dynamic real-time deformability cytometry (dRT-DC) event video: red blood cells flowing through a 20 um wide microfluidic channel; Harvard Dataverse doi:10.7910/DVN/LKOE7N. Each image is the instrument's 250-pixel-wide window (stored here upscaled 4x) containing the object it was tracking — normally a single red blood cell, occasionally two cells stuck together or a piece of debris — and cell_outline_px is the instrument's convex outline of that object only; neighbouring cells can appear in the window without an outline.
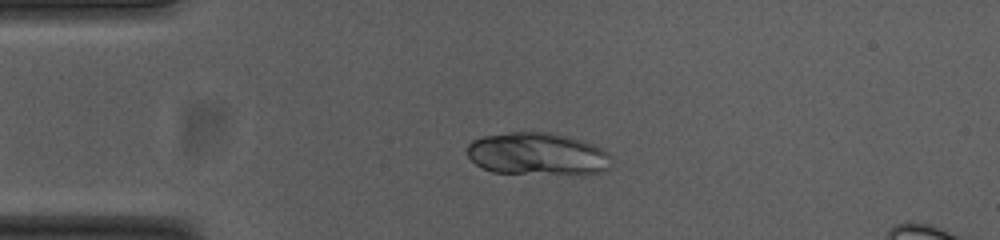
{"species": "common noctule bat (a hibernating species)", "species_latin": "Nyctalus noctula", "temperature_condition": "cold", "stored_images_in_passage": 53, "camera_frame_rate_fps": 3000, "um_per_image_px": 0.085, "animal": {"sex": "female", "body_mass_g": 23.0, "forearm_length_mm": 53.4}, "frame": {"image": 1, "passage_image": 12, "time_ms": 3.667, "image_size_px": [1000, 240], "cell_outline_px": [[608, 168], [600, 172], [492, 172], [476, 164], [468, 156], [468, 144], [472, 140], [484, 136], [512, 132], [552, 132], [584, 140], [608, 152]], "centroid_in_image_um": [45.62, 13.04], "position_along_channel_um": 39.4, "area_um2": 34.62}}